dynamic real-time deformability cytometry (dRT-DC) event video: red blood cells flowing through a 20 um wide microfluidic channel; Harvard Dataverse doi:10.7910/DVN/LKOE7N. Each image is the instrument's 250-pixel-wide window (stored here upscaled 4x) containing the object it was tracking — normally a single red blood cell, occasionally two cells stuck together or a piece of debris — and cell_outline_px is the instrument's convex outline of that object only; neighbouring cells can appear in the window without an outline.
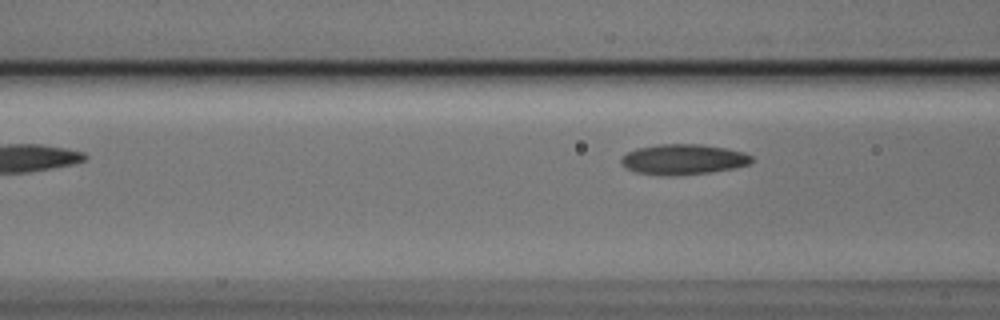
{"species": "Egyptian fruit bat (a non-hibernating species)", "species_latin": "Rousettus aegyptiacus", "temperature_condition": "cold", "stored_images_in_passage": 7, "camera_frame_rate_fps": 3000, "um_per_image_px": 0.085, "animal": {"sex": "male"}, "frame": {"image": 1, "passage_image": 7, "time_ms": 2.0, "image_size_px": [1000, 320], "cell_outline_px": [[752, 160], [748, 164], [736, 168], [712, 172], [676, 176], [660, 176], [636, 172], [624, 168], [620, 164], [620, 160], [628, 152], [636, 148], [660, 144], [700, 144], [728, 148], [744, 152], [752, 156]], "centroid_in_image_um": [58.06, 13.56], "position_along_channel_um": 108.5, "area_um2": 23.47}}